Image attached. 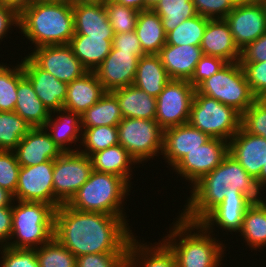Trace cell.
Returning <instances> with one entry per match:
<instances>
[{
  "label": "cell",
  "mask_w": 266,
  "mask_h": 267,
  "mask_svg": "<svg viewBox=\"0 0 266 267\" xmlns=\"http://www.w3.org/2000/svg\"><path fill=\"white\" fill-rule=\"evenodd\" d=\"M141 57L112 47L104 61L94 70L106 92L133 85Z\"/></svg>",
  "instance_id": "cell-16"
},
{
  "label": "cell",
  "mask_w": 266,
  "mask_h": 267,
  "mask_svg": "<svg viewBox=\"0 0 266 267\" xmlns=\"http://www.w3.org/2000/svg\"><path fill=\"white\" fill-rule=\"evenodd\" d=\"M209 19L199 14L185 19L166 34V44L200 46Z\"/></svg>",
  "instance_id": "cell-37"
},
{
  "label": "cell",
  "mask_w": 266,
  "mask_h": 267,
  "mask_svg": "<svg viewBox=\"0 0 266 267\" xmlns=\"http://www.w3.org/2000/svg\"><path fill=\"white\" fill-rule=\"evenodd\" d=\"M13 201V195L6 189L0 187V208L12 207Z\"/></svg>",
  "instance_id": "cell-55"
},
{
  "label": "cell",
  "mask_w": 266,
  "mask_h": 267,
  "mask_svg": "<svg viewBox=\"0 0 266 267\" xmlns=\"http://www.w3.org/2000/svg\"><path fill=\"white\" fill-rule=\"evenodd\" d=\"M20 164L14 151L0 150V187L15 194Z\"/></svg>",
  "instance_id": "cell-44"
},
{
  "label": "cell",
  "mask_w": 266,
  "mask_h": 267,
  "mask_svg": "<svg viewBox=\"0 0 266 267\" xmlns=\"http://www.w3.org/2000/svg\"><path fill=\"white\" fill-rule=\"evenodd\" d=\"M135 32L144 54H158L166 44L161 18L152 9L139 11Z\"/></svg>",
  "instance_id": "cell-33"
},
{
  "label": "cell",
  "mask_w": 266,
  "mask_h": 267,
  "mask_svg": "<svg viewBox=\"0 0 266 267\" xmlns=\"http://www.w3.org/2000/svg\"><path fill=\"white\" fill-rule=\"evenodd\" d=\"M264 164H263V169L261 172L260 177L256 180L257 185L259 186L260 191L266 187V150H265V156H264ZM264 187V188H263Z\"/></svg>",
  "instance_id": "cell-57"
},
{
  "label": "cell",
  "mask_w": 266,
  "mask_h": 267,
  "mask_svg": "<svg viewBox=\"0 0 266 267\" xmlns=\"http://www.w3.org/2000/svg\"><path fill=\"white\" fill-rule=\"evenodd\" d=\"M225 20L240 51L266 33V13L258 0L236 3Z\"/></svg>",
  "instance_id": "cell-13"
},
{
  "label": "cell",
  "mask_w": 266,
  "mask_h": 267,
  "mask_svg": "<svg viewBox=\"0 0 266 267\" xmlns=\"http://www.w3.org/2000/svg\"><path fill=\"white\" fill-rule=\"evenodd\" d=\"M117 129L119 144L137 164L162 155L164 130L155 120L123 118Z\"/></svg>",
  "instance_id": "cell-9"
},
{
  "label": "cell",
  "mask_w": 266,
  "mask_h": 267,
  "mask_svg": "<svg viewBox=\"0 0 266 267\" xmlns=\"http://www.w3.org/2000/svg\"><path fill=\"white\" fill-rule=\"evenodd\" d=\"M120 267H133L127 260H125Z\"/></svg>",
  "instance_id": "cell-60"
},
{
  "label": "cell",
  "mask_w": 266,
  "mask_h": 267,
  "mask_svg": "<svg viewBox=\"0 0 266 267\" xmlns=\"http://www.w3.org/2000/svg\"><path fill=\"white\" fill-rule=\"evenodd\" d=\"M74 13V35L105 37L113 39L114 31L110 25L104 3H88L72 5Z\"/></svg>",
  "instance_id": "cell-24"
},
{
  "label": "cell",
  "mask_w": 266,
  "mask_h": 267,
  "mask_svg": "<svg viewBox=\"0 0 266 267\" xmlns=\"http://www.w3.org/2000/svg\"><path fill=\"white\" fill-rule=\"evenodd\" d=\"M122 119L116 96L112 92H106L97 103L81 115V128L118 126Z\"/></svg>",
  "instance_id": "cell-35"
},
{
  "label": "cell",
  "mask_w": 266,
  "mask_h": 267,
  "mask_svg": "<svg viewBox=\"0 0 266 267\" xmlns=\"http://www.w3.org/2000/svg\"><path fill=\"white\" fill-rule=\"evenodd\" d=\"M19 30L34 48L69 44L75 34L72 4L67 0L32 2L19 13Z\"/></svg>",
  "instance_id": "cell-3"
},
{
  "label": "cell",
  "mask_w": 266,
  "mask_h": 267,
  "mask_svg": "<svg viewBox=\"0 0 266 267\" xmlns=\"http://www.w3.org/2000/svg\"><path fill=\"white\" fill-rule=\"evenodd\" d=\"M159 0H146V10L153 9Z\"/></svg>",
  "instance_id": "cell-59"
},
{
  "label": "cell",
  "mask_w": 266,
  "mask_h": 267,
  "mask_svg": "<svg viewBox=\"0 0 266 267\" xmlns=\"http://www.w3.org/2000/svg\"><path fill=\"white\" fill-rule=\"evenodd\" d=\"M53 168L54 160L34 166H21L13 199L44 202L54 208Z\"/></svg>",
  "instance_id": "cell-15"
},
{
  "label": "cell",
  "mask_w": 266,
  "mask_h": 267,
  "mask_svg": "<svg viewBox=\"0 0 266 267\" xmlns=\"http://www.w3.org/2000/svg\"><path fill=\"white\" fill-rule=\"evenodd\" d=\"M190 189V197L178 216L192 223H199L224 198L248 197L252 202L262 200L256 180L230 154Z\"/></svg>",
  "instance_id": "cell-2"
},
{
  "label": "cell",
  "mask_w": 266,
  "mask_h": 267,
  "mask_svg": "<svg viewBox=\"0 0 266 267\" xmlns=\"http://www.w3.org/2000/svg\"><path fill=\"white\" fill-rule=\"evenodd\" d=\"M114 1L126 7L133 8L137 11L146 10V0H114Z\"/></svg>",
  "instance_id": "cell-54"
},
{
  "label": "cell",
  "mask_w": 266,
  "mask_h": 267,
  "mask_svg": "<svg viewBox=\"0 0 266 267\" xmlns=\"http://www.w3.org/2000/svg\"><path fill=\"white\" fill-rule=\"evenodd\" d=\"M12 234V207L0 208V247L7 246Z\"/></svg>",
  "instance_id": "cell-53"
},
{
  "label": "cell",
  "mask_w": 266,
  "mask_h": 267,
  "mask_svg": "<svg viewBox=\"0 0 266 267\" xmlns=\"http://www.w3.org/2000/svg\"><path fill=\"white\" fill-rule=\"evenodd\" d=\"M31 126L14 111L0 112V150L14 151Z\"/></svg>",
  "instance_id": "cell-39"
},
{
  "label": "cell",
  "mask_w": 266,
  "mask_h": 267,
  "mask_svg": "<svg viewBox=\"0 0 266 267\" xmlns=\"http://www.w3.org/2000/svg\"><path fill=\"white\" fill-rule=\"evenodd\" d=\"M258 1L262 4L264 11L266 13V0H258Z\"/></svg>",
  "instance_id": "cell-61"
},
{
  "label": "cell",
  "mask_w": 266,
  "mask_h": 267,
  "mask_svg": "<svg viewBox=\"0 0 266 267\" xmlns=\"http://www.w3.org/2000/svg\"><path fill=\"white\" fill-rule=\"evenodd\" d=\"M112 41L105 37L74 35L69 45L81 64L88 71H94L112 50Z\"/></svg>",
  "instance_id": "cell-32"
},
{
  "label": "cell",
  "mask_w": 266,
  "mask_h": 267,
  "mask_svg": "<svg viewBox=\"0 0 266 267\" xmlns=\"http://www.w3.org/2000/svg\"><path fill=\"white\" fill-rule=\"evenodd\" d=\"M112 45L115 49L132 52L136 57L145 55L135 31L114 34Z\"/></svg>",
  "instance_id": "cell-50"
},
{
  "label": "cell",
  "mask_w": 266,
  "mask_h": 267,
  "mask_svg": "<svg viewBox=\"0 0 266 267\" xmlns=\"http://www.w3.org/2000/svg\"><path fill=\"white\" fill-rule=\"evenodd\" d=\"M127 253H96L77 257L76 267H120Z\"/></svg>",
  "instance_id": "cell-48"
},
{
  "label": "cell",
  "mask_w": 266,
  "mask_h": 267,
  "mask_svg": "<svg viewBox=\"0 0 266 267\" xmlns=\"http://www.w3.org/2000/svg\"><path fill=\"white\" fill-rule=\"evenodd\" d=\"M176 219L162 240L173 251L177 267H220L226 247L213 238L215 233L211 234L200 223L185 221L180 216Z\"/></svg>",
  "instance_id": "cell-4"
},
{
  "label": "cell",
  "mask_w": 266,
  "mask_h": 267,
  "mask_svg": "<svg viewBox=\"0 0 266 267\" xmlns=\"http://www.w3.org/2000/svg\"><path fill=\"white\" fill-rule=\"evenodd\" d=\"M196 89L189 80L171 79L157 96L155 121L165 130L187 124Z\"/></svg>",
  "instance_id": "cell-11"
},
{
  "label": "cell",
  "mask_w": 266,
  "mask_h": 267,
  "mask_svg": "<svg viewBox=\"0 0 266 267\" xmlns=\"http://www.w3.org/2000/svg\"><path fill=\"white\" fill-rule=\"evenodd\" d=\"M104 4L114 34L135 31L139 11L115 1H107Z\"/></svg>",
  "instance_id": "cell-42"
},
{
  "label": "cell",
  "mask_w": 266,
  "mask_h": 267,
  "mask_svg": "<svg viewBox=\"0 0 266 267\" xmlns=\"http://www.w3.org/2000/svg\"><path fill=\"white\" fill-rule=\"evenodd\" d=\"M24 76L31 82L38 98L50 113L63 108L68 83L40 68L28 55L21 61Z\"/></svg>",
  "instance_id": "cell-17"
},
{
  "label": "cell",
  "mask_w": 266,
  "mask_h": 267,
  "mask_svg": "<svg viewBox=\"0 0 266 267\" xmlns=\"http://www.w3.org/2000/svg\"><path fill=\"white\" fill-rule=\"evenodd\" d=\"M72 5L76 4H88V3H104V0H67Z\"/></svg>",
  "instance_id": "cell-58"
},
{
  "label": "cell",
  "mask_w": 266,
  "mask_h": 267,
  "mask_svg": "<svg viewBox=\"0 0 266 267\" xmlns=\"http://www.w3.org/2000/svg\"><path fill=\"white\" fill-rule=\"evenodd\" d=\"M240 235L251 250L266 247V201L253 202L244 214ZM264 247V248H263Z\"/></svg>",
  "instance_id": "cell-34"
},
{
  "label": "cell",
  "mask_w": 266,
  "mask_h": 267,
  "mask_svg": "<svg viewBox=\"0 0 266 267\" xmlns=\"http://www.w3.org/2000/svg\"><path fill=\"white\" fill-rule=\"evenodd\" d=\"M3 4L15 8L20 13L31 4V0H3Z\"/></svg>",
  "instance_id": "cell-56"
},
{
  "label": "cell",
  "mask_w": 266,
  "mask_h": 267,
  "mask_svg": "<svg viewBox=\"0 0 266 267\" xmlns=\"http://www.w3.org/2000/svg\"><path fill=\"white\" fill-rule=\"evenodd\" d=\"M90 159L94 171L120 176L131 185L132 165L137 163L120 144L98 151Z\"/></svg>",
  "instance_id": "cell-31"
},
{
  "label": "cell",
  "mask_w": 266,
  "mask_h": 267,
  "mask_svg": "<svg viewBox=\"0 0 266 267\" xmlns=\"http://www.w3.org/2000/svg\"><path fill=\"white\" fill-rule=\"evenodd\" d=\"M122 217L98 212H84L67 204L54 213L53 237L74 256L96 253H127L134 236Z\"/></svg>",
  "instance_id": "cell-1"
},
{
  "label": "cell",
  "mask_w": 266,
  "mask_h": 267,
  "mask_svg": "<svg viewBox=\"0 0 266 267\" xmlns=\"http://www.w3.org/2000/svg\"><path fill=\"white\" fill-rule=\"evenodd\" d=\"M266 61V33L241 50L239 62Z\"/></svg>",
  "instance_id": "cell-51"
},
{
  "label": "cell",
  "mask_w": 266,
  "mask_h": 267,
  "mask_svg": "<svg viewBox=\"0 0 266 267\" xmlns=\"http://www.w3.org/2000/svg\"><path fill=\"white\" fill-rule=\"evenodd\" d=\"M236 3H245V2H250L253 0H234Z\"/></svg>",
  "instance_id": "cell-62"
},
{
  "label": "cell",
  "mask_w": 266,
  "mask_h": 267,
  "mask_svg": "<svg viewBox=\"0 0 266 267\" xmlns=\"http://www.w3.org/2000/svg\"><path fill=\"white\" fill-rule=\"evenodd\" d=\"M16 65L0 63V112H12L16 106L18 83L24 77L22 63Z\"/></svg>",
  "instance_id": "cell-40"
},
{
  "label": "cell",
  "mask_w": 266,
  "mask_h": 267,
  "mask_svg": "<svg viewBox=\"0 0 266 267\" xmlns=\"http://www.w3.org/2000/svg\"><path fill=\"white\" fill-rule=\"evenodd\" d=\"M247 82L257 99H266V61L240 62Z\"/></svg>",
  "instance_id": "cell-46"
},
{
  "label": "cell",
  "mask_w": 266,
  "mask_h": 267,
  "mask_svg": "<svg viewBox=\"0 0 266 267\" xmlns=\"http://www.w3.org/2000/svg\"><path fill=\"white\" fill-rule=\"evenodd\" d=\"M131 186L120 176L93 170L67 205L79 211L120 216L128 222L123 204Z\"/></svg>",
  "instance_id": "cell-5"
},
{
  "label": "cell",
  "mask_w": 266,
  "mask_h": 267,
  "mask_svg": "<svg viewBox=\"0 0 266 267\" xmlns=\"http://www.w3.org/2000/svg\"><path fill=\"white\" fill-rule=\"evenodd\" d=\"M229 154V142L211 138L201 148L190 151L172 170L186 179L190 186L204 175L213 171Z\"/></svg>",
  "instance_id": "cell-12"
},
{
  "label": "cell",
  "mask_w": 266,
  "mask_h": 267,
  "mask_svg": "<svg viewBox=\"0 0 266 267\" xmlns=\"http://www.w3.org/2000/svg\"><path fill=\"white\" fill-rule=\"evenodd\" d=\"M38 1H58V0H31V3L32 2H38Z\"/></svg>",
  "instance_id": "cell-63"
},
{
  "label": "cell",
  "mask_w": 266,
  "mask_h": 267,
  "mask_svg": "<svg viewBox=\"0 0 266 267\" xmlns=\"http://www.w3.org/2000/svg\"><path fill=\"white\" fill-rule=\"evenodd\" d=\"M241 127L250 134L266 139V99H256L241 114Z\"/></svg>",
  "instance_id": "cell-43"
},
{
  "label": "cell",
  "mask_w": 266,
  "mask_h": 267,
  "mask_svg": "<svg viewBox=\"0 0 266 267\" xmlns=\"http://www.w3.org/2000/svg\"><path fill=\"white\" fill-rule=\"evenodd\" d=\"M188 123L210 138L229 142L241 128V113L196 90Z\"/></svg>",
  "instance_id": "cell-7"
},
{
  "label": "cell",
  "mask_w": 266,
  "mask_h": 267,
  "mask_svg": "<svg viewBox=\"0 0 266 267\" xmlns=\"http://www.w3.org/2000/svg\"><path fill=\"white\" fill-rule=\"evenodd\" d=\"M0 252L2 255L0 267H39L36 249H16L2 246Z\"/></svg>",
  "instance_id": "cell-45"
},
{
  "label": "cell",
  "mask_w": 266,
  "mask_h": 267,
  "mask_svg": "<svg viewBox=\"0 0 266 267\" xmlns=\"http://www.w3.org/2000/svg\"><path fill=\"white\" fill-rule=\"evenodd\" d=\"M196 90L208 97L244 113L257 99L240 62L227 63L217 73L204 80Z\"/></svg>",
  "instance_id": "cell-8"
},
{
  "label": "cell",
  "mask_w": 266,
  "mask_h": 267,
  "mask_svg": "<svg viewBox=\"0 0 266 267\" xmlns=\"http://www.w3.org/2000/svg\"><path fill=\"white\" fill-rule=\"evenodd\" d=\"M82 139L78 151L87 156L105 150L109 147L118 145L117 126H98L94 128H82Z\"/></svg>",
  "instance_id": "cell-38"
},
{
  "label": "cell",
  "mask_w": 266,
  "mask_h": 267,
  "mask_svg": "<svg viewBox=\"0 0 266 267\" xmlns=\"http://www.w3.org/2000/svg\"><path fill=\"white\" fill-rule=\"evenodd\" d=\"M54 213L55 209L44 202L13 201L12 234L7 247L37 249L49 242L53 238Z\"/></svg>",
  "instance_id": "cell-6"
},
{
  "label": "cell",
  "mask_w": 266,
  "mask_h": 267,
  "mask_svg": "<svg viewBox=\"0 0 266 267\" xmlns=\"http://www.w3.org/2000/svg\"><path fill=\"white\" fill-rule=\"evenodd\" d=\"M20 166H34L55 160L63 151L44 127L31 128L14 150Z\"/></svg>",
  "instance_id": "cell-18"
},
{
  "label": "cell",
  "mask_w": 266,
  "mask_h": 267,
  "mask_svg": "<svg viewBox=\"0 0 266 267\" xmlns=\"http://www.w3.org/2000/svg\"><path fill=\"white\" fill-rule=\"evenodd\" d=\"M170 80L158 54H145L139 59L134 86L157 98Z\"/></svg>",
  "instance_id": "cell-29"
},
{
  "label": "cell",
  "mask_w": 266,
  "mask_h": 267,
  "mask_svg": "<svg viewBox=\"0 0 266 267\" xmlns=\"http://www.w3.org/2000/svg\"><path fill=\"white\" fill-rule=\"evenodd\" d=\"M19 29V12L8 5L0 4V40L6 37L9 30L13 27ZM0 41V42H1Z\"/></svg>",
  "instance_id": "cell-52"
},
{
  "label": "cell",
  "mask_w": 266,
  "mask_h": 267,
  "mask_svg": "<svg viewBox=\"0 0 266 267\" xmlns=\"http://www.w3.org/2000/svg\"><path fill=\"white\" fill-rule=\"evenodd\" d=\"M106 93L94 71L68 83L63 108L82 115Z\"/></svg>",
  "instance_id": "cell-25"
},
{
  "label": "cell",
  "mask_w": 266,
  "mask_h": 267,
  "mask_svg": "<svg viewBox=\"0 0 266 267\" xmlns=\"http://www.w3.org/2000/svg\"><path fill=\"white\" fill-rule=\"evenodd\" d=\"M14 112L23 118L31 128L44 127L51 114L25 76L18 83Z\"/></svg>",
  "instance_id": "cell-30"
},
{
  "label": "cell",
  "mask_w": 266,
  "mask_h": 267,
  "mask_svg": "<svg viewBox=\"0 0 266 267\" xmlns=\"http://www.w3.org/2000/svg\"><path fill=\"white\" fill-rule=\"evenodd\" d=\"M161 18L165 33L197 15L192 0H159L152 9Z\"/></svg>",
  "instance_id": "cell-36"
},
{
  "label": "cell",
  "mask_w": 266,
  "mask_h": 267,
  "mask_svg": "<svg viewBox=\"0 0 266 267\" xmlns=\"http://www.w3.org/2000/svg\"><path fill=\"white\" fill-rule=\"evenodd\" d=\"M211 138L189 123L164 130L162 155L170 167H174L190 151L201 148Z\"/></svg>",
  "instance_id": "cell-19"
},
{
  "label": "cell",
  "mask_w": 266,
  "mask_h": 267,
  "mask_svg": "<svg viewBox=\"0 0 266 267\" xmlns=\"http://www.w3.org/2000/svg\"><path fill=\"white\" fill-rule=\"evenodd\" d=\"M39 267H76L77 257L54 237L36 249Z\"/></svg>",
  "instance_id": "cell-41"
},
{
  "label": "cell",
  "mask_w": 266,
  "mask_h": 267,
  "mask_svg": "<svg viewBox=\"0 0 266 267\" xmlns=\"http://www.w3.org/2000/svg\"><path fill=\"white\" fill-rule=\"evenodd\" d=\"M136 237L131 238L127 247L126 260L133 267H177L173 251L163 240L147 245Z\"/></svg>",
  "instance_id": "cell-27"
},
{
  "label": "cell",
  "mask_w": 266,
  "mask_h": 267,
  "mask_svg": "<svg viewBox=\"0 0 266 267\" xmlns=\"http://www.w3.org/2000/svg\"><path fill=\"white\" fill-rule=\"evenodd\" d=\"M93 171L89 156L75 152H63L54 160L53 187L54 209L67 204Z\"/></svg>",
  "instance_id": "cell-10"
},
{
  "label": "cell",
  "mask_w": 266,
  "mask_h": 267,
  "mask_svg": "<svg viewBox=\"0 0 266 267\" xmlns=\"http://www.w3.org/2000/svg\"><path fill=\"white\" fill-rule=\"evenodd\" d=\"M56 113L57 116L55 115ZM44 128L63 152L78 151V148L71 149L70 146L73 143H78V141L81 143L82 128L81 115L79 113H74L64 108L54 111L50 114Z\"/></svg>",
  "instance_id": "cell-26"
},
{
  "label": "cell",
  "mask_w": 266,
  "mask_h": 267,
  "mask_svg": "<svg viewBox=\"0 0 266 267\" xmlns=\"http://www.w3.org/2000/svg\"><path fill=\"white\" fill-rule=\"evenodd\" d=\"M226 64L227 62L219 57L203 55L197 63L189 82L196 89L204 80L217 73Z\"/></svg>",
  "instance_id": "cell-49"
},
{
  "label": "cell",
  "mask_w": 266,
  "mask_h": 267,
  "mask_svg": "<svg viewBox=\"0 0 266 267\" xmlns=\"http://www.w3.org/2000/svg\"><path fill=\"white\" fill-rule=\"evenodd\" d=\"M266 139L246 132L242 127L229 141V154L257 180L265 160Z\"/></svg>",
  "instance_id": "cell-20"
},
{
  "label": "cell",
  "mask_w": 266,
  "mask_h": 267,
  "mask_svg": "<svg viewBox=\"0 0 266 267\" xmlns=\"http://www.w3.org/2000/svg\"><path fill=\"white\" fill-rule=\"evenodd\" d=\"M116 96L123 118L155 120L156 97L147 94L134 85L112 91Z\"/></svg>",
  "instance_id": "cell-28"
},
{
  "label": "cell",
  "mask_w": 266,
  "mask_h": 267,
  "mask_svg": "<svg viewBox=\"0 0 266 267\" xmlns=\"http://www.w3.org/2000/svg\"><path fill=\"white\" fill-rule=\"evenodd\" d=\"M252 203L248 197L224 198L199 223L210 233L214 232L215 225L225 232L239 233L244 214Z\"/></svg>",
  "instance_id": "cell-23"
},
{
  "label": "cell",
  "mask_w": 266,
  "mask_h": 267,
  "mask_svg": "<svg viewBox=\"0 0 266 267\" xmlns=\"http://www.w3.org/2000/svg\"><path fill=\"white\" fill-rule=\"evenodd\" d=\"M203 51L200 46L165 44L158 56L170 79L190 80Z\"/></svg>",
  "instance_id": "cell-22"
},
{
  "label": "cell",
  "mask_w": 266,
  "mask_h": 267,
  "mask_svg": "<svg viewBox=\"0 0 266 267\" xmlns=\"http://www.w3.org/2000/svg\"><path fill=\"white\" fill-rule=\"evenodd\" d=\"M28 56L40 68L65 83H70L88 72L69 44L34 48Z\"/></svg>",
  "instance_id": "cell-14"
},
{
  "label": "cell",
  "mask_w": 266,
  "mask_h": 267,
  "mask_svg": "<svg viewBox=\"0 0 266 267\" xmlns=\"http://www.w3.org/2000/svg\"><path fill=\"white\" fill-rule=\"evenodd\" d=\"M196 13L208 19H225L234 9V0H192Z\"/></svg>",
  "instance_id": "cell-47"
},
{
  "label": "cell",
  "mask_w": 266,
  "mask_h": 267,
  "mask_svg": "<svg viewBox=\"0 0 266 267\" xmlns=\"http://www.w3.org/2000/svg\"><path fill=\"white\" fill-rule=\"evenodd\" d=\"M200 47L204 55L219 57L227 63L240 61L241 51L225 19H209Z\"/></svg>",
  "instance_id": "cell-21"
}]
</instances>
